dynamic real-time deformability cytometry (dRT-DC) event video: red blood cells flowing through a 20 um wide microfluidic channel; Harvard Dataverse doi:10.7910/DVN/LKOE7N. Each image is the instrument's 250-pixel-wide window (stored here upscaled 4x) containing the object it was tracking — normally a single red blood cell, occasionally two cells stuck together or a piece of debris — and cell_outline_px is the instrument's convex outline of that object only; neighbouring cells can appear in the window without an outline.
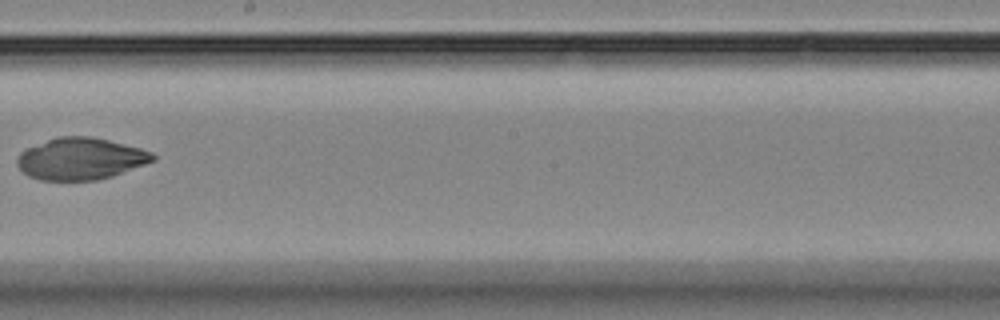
{"species": "Egyptian fruit bat (a non-hibernating species)", "species_latin": "Rousettus aegyptiacus", "temperature_condition": "room temperature", "stored_images_in_passage": 10, "camera_frame_rate_fps": 3000, "um_per_image_px": 0.085, "animal": {"sex": "female"}, "frame": {"image": 1, "passage_image": 9, "time_ms": 10.0, "image_size_px": [1000, 320], "cell_outline_px": [[156, 160], [112, 176], [96, 180], [40, 180], [28, 176], [16, 164], [16, 160], [20, 152], [28, 148], [56, 136], [92, 136], [140, 148], [152, 152], [156, 156]], "centroid_in_image_um": [6.85, 13.49], "position_along_channel_um": 241.4, "area_um2": 33.0}}
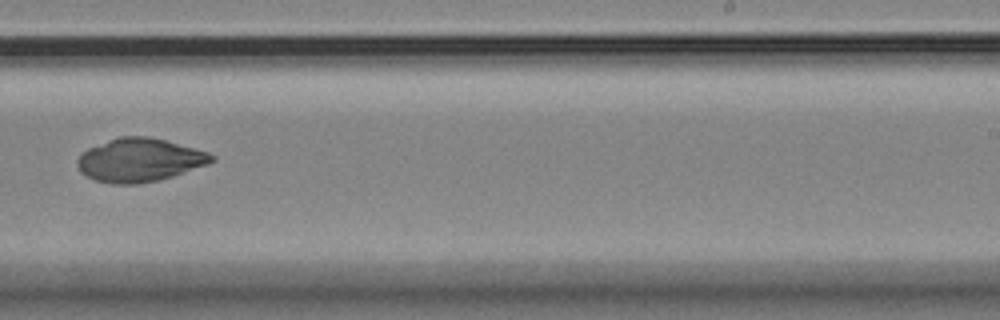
{"frame": {"image": 2, "passage_image": 10, "time_ms": 11.0, "image_size_px": [1000, 320], "cell_outline_px": [[216, 160], [208, 164], [160, 180], [136, 184], [112, 184], [96, 180], [80, 172], [76, 164], [76, 160], [88, 148], [108, 140], [120, 136], [148, 136], [164, 140], [208, 152], [216, 156]], "centroid_in_image_um": [11.86, 13.61], "position_along_channel_um": 277.1, "area_um2": 33.81}}